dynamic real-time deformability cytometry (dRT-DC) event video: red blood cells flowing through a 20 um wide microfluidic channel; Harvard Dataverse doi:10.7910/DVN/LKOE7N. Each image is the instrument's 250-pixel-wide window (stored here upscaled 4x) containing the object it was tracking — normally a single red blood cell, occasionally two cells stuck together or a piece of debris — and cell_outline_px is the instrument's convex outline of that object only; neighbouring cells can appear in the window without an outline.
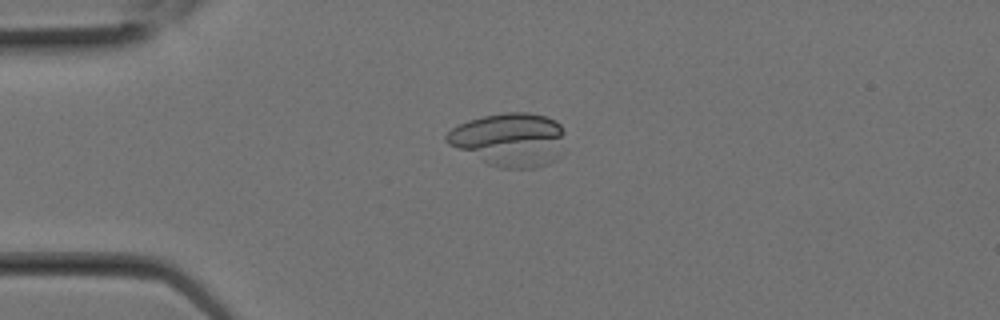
{"species": "Egyptian fruit bat (a non-hibernating species)", "species_latin": "Rousettus aegyptiacus", "temperature_condition": "room temperature", "stored_images_in_passage": 1, "camera_frame_rate_fps": 3000, "um_per_image_px": 0.085, "animal": {"sex": "female"}, "frame": {"image": 1, "passage_image": 1, "time_ms": 0.0, "image_size_px": [1000, 320], "cell_outline_px": [[564, 152], [556, 160], [548, 164], [532, 168], [500, 168], [488, 164], [448, 144], [444, 140], [444, 136], [452, 128], [468, 120], [484, 116], [504, 112], [528, 112], [548, 116], [556, 120], [560, 124], [564, 132]], "centroid_in_image_um": [43.36, 11.86], "position_along_channel_um": 41.6, "area_um2": 37.4}}